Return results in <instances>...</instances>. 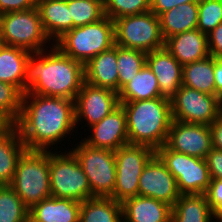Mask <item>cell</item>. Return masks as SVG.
<instances>
[{
    "instance_id": "obj_1",
    "label": "cell",
    "mask_w": 222,
    "mask_h": 222,
    "mask_svg": "<svg viewBox=\"0 0 222 222\" xmlns=\"http://www.w3.org/2000/svg\"><path fill=\"white\" fill-rule=\"evenodd\" d=\"M14 124L27 150L49 151L76 130L75 101L26 92Z\"/></svg>"
},
{
    "instance_id": "obj_2",
    "label": "cell",
    "mask_w": 222,
    "mask_h": 222,
    "mask_svg": "<svg viewBox=\"0 0 222 222\" xmlns=\"http://www.w3.org/2000/svg\"><path fill=\"white\" fill-rule=\"evenodd\" d=\"M31 53L26 62L24 94L74 100L85 82L84 64L63 54L55 45Z\"/></svg>"
},
{
    "instance_id": "obj_3",
    "label": "cell",
    "mask_w": 222,
    "mask_h": 222,
    "mask_svg": "<svg viewBox=\"0 0 222 222\" xmlns=\"http://www.w3.org/2000/svg\"><path fill=\"white\" fill-rule=\"evenodd\" d=\"M120 105L126 114L129 144L146 145L155 151L165 145L173 120L170 100L157 97Z\"/></svg>"
},
{
    "instance_id": "obj_4",
    "label": "cell",
    "mask_w": 222,
    "mask_h": 222,
    "mask_svg": "<svg viewBox=\"0 0 222 222\" xmlns=\"http://www.w3.org/2000/svg\"><path fill=\"white\" fill-rule=\"evenodd\" d=\"M114 44V21L108 16L97 22L73 28L54 43L63 54L84 65Z\"/></svg>"
},
{
    "instance_id": "obj_5",
    "label": "cell",
    "mask_w": 222,
    "mask_h": 222,
    "mask_svg": "<svg viewBox=\"0 0 222 222\" xmlns=\"http://www.w3.org/2000/svg\"><path fill=\"white\" fill-rule=\"evenodd\" d=\"M49 151L26 150L17 162L10 186L30 209L51 197Z\"/></svg>"
},
{
    "instance_id": "obj_6",
    "label": "cell",
    "mask_w": 222,
    "mask_h": 222,
    "mask_svg": "<svg viewBox=\"0 0 222 222\" xmlns=\"http://www.w3.org/2000/svg\"><path fill=\"white\" fill-rule=\"evenodd\" d=\"M47 43L54 45L42 27L37 7L0 15V44L37 53L47 50Z\"/></svg>"
},
{
    "instance_id": "obj_7",
    "label": "cell",
    "mask_w": 222,
    "mask_h": 222,
    "mask_svg": "<svg viewBox=\"0 0 222 222\" xmlns=\"http://www.w3.org/2000/svg\"><path fill=\"white\" fill-rule=\"evenodd\" d=\"M49 150L51 197L83 202L91 198V188L74 153Z\"/></svg>"
},
{
    "instance_id": "obj_8",
    "label": "cell",
    "mask_w": 222,
    "mask_h": 222,
    "mask_svg": "<svg viewBox=\"0 0 222 222\" xmlns=\"http://www.w3.org/2000/svg\"><path fill=\"white\" fill-rule=\"evenodd\" d=\"M114 35L116 45L146 53L165 45L160 19L151 11L115 19Z\"/></svg>"
},
{
    "instance_id": "obj_9",
    "label": "cell",
    "mask_w": 222,
    "mask_h": 222,
    "mask_svg": "<svg viewBox=\"0 0 222 222\" xmlns=\"http://www.w3.org/2000/svg\"><path fill=\"white\" fill-rule=\"evenodd\" d=\"M71 151L87 176L92 197H110L115 187V151L93 148L82 140Z\"/></svg>"
},
{
    "instance_id": "obj_10",
    "label": "cell",
    "mask_w": 222,
    "mask_h": 222,
    "mask_svg": "<svg viewBox=\"0 0 222 222\" xmlns=\"http://www.w3.org/2000/svg\"><path fill=\"white\" fill-rule=\"evenodd\" d=\"M155 154L175 177L181 195L205 194L211 178L204 158L170 150L166 145L158 148Z\"/></svg>"
},
{
    "instance_id": "obj_11",
    "label": "cell",
    "mask_w": 222,
    "mask_h": 222,
    "mask_svg": "<svg viewBox=\"0 0 222 222\" xmlns=\"http://www.w3.org/2000/svg\"><path fill=\"white\" fill-rule=\"evenodd\" d=\"M155 150L146 145L126 144L115 150L116 176L112 199L122 203L138 196L139 178Z\"/></svg>"
},
{
    "instance_id": "obj_12",
    "label": "cell",
    "mask_w": 222,
    "mask_h": 222,
    "mask_svg": "<svg viewBox=\"0 0 222 222\" xmlns=\"http://www.w3.org/2000/svg\"><path fill=\"white\" fill-rule=\"evenodd\" d=\"M172 119L185 123L210 125L222 113L216 96L182 85L170 100Z\"/></svg>"
},
{
    "instance_id": "obj_13",
    "label": "cell",
    "mask_w": 222,
    "mask_h": 222,
    "mask_svg": "<svg viewBox=\"0 0 222 222\" xmlns=\"http://www.w3.org/2000/svg\"><path fill=\"white\" fill-rule=\"evenodd\" d=\"M120 105L117 92L84 82L75 99V124L86 120L89 127ZM82 120V121H81Z\"/></svg>"
},
{
    "instance_id": "obj_14",
    "label": "cell",
    "mask_w": 222,
    "mask_h": 222,
    "mask_svg": "<svg viewBox=\"0 0 222 222\" xmlns=\"http://www.w3.org/2000/svg\"><path fill=\"white\" fill-rule=\"evenodd\" d=\"M165 145L170 150L205 159L212 149L209 125L172 120Z\"/></svg>"
},
{
    "instance_id": "obj_15",
    "label": "cell",
    "mask_w": 222,
    "mask_h": 222,
    "mask_svg": "<svg viewBox=\"0 0 222 222\" xmlns=\"http://www.w3.org/2000/svg\"><path fill=\"white\" fill-rule=\"evenodd\" d=\"M138 185V195L154 198L171 207L181 195L175 177L156 154L145 165Z\"/></svg>"
},
{
    "instance_id": "obj_16",
    "label": "cell",
    "mask_w": 222,
    "mask_h": 222,
    "mask_svg": "<svg viewBox=\"0 0 222 222\" xmlns=\"http://www.w3.org/2000/svg\"><path fill=\"white\" fill-rule=\"evenodd\" d=\"M89 130L91 134L82 141L93 148L115 151L129 143L126 114L121 105L91 125Z\"/></svg>"
},
{
    "instance_id": "obj_17",
    "label": "cell",
    "mask_w": 222,
    "mask_h": 222,
    "mask_svg": "<svg viewBox=\"0 0 222 222\" xmlns=\"http://www.w3.org/2000/svg\"><path fill=\"white\" fill-rule=\"evenodd\" d=\"M146 64L157 78L161 97L171 100L182 86V65L165 47L148 52Z\"/></svg>"
},
{
    "instance_id": "obj_18",
    "label": "cell",
    "mask_w": 222,
    "mask_h": 222,
    "mask_svg": "<svg viewBox=\"0 0 222 222\" xmlns=\"http://www.w3.org/2000/svg\"><path fill=\"white\" fill-rule=\"evenodd\" d=\"M164 47L182 66L210 56L208 36L199 29L186 31L167 38Z\"/></svg>"
},
{
    "instance_id": "obj_19",
    "label": "cell",
    "mask_w": 222,
    "mask_h": 222,
    "mask_svg": "<svg viewBox=\"0 0 222 222\" xmlns=\"http://www.w3.org/2000/svg\"><path fill=\"white\" fill-rule=\"evenodd\" d=\"M121 205L123 222H171L172 207L154 198L138 195Z\"/></svg>"
},
{
    "instance_id": "obj_20",
    "label": "cell",
    "mask_w": 222,
    "mask_h": 222,
    "mask_svg": "<svg viewBox=\"0 0 222 222\" xmlns=\"http://www.w3.org/2000/svg\"><path fill=\"white\" fill-rule=\"evenodd\" d=\"M85 82L118 93L117 45L99 53L84 65Z\"/></svg>"
},
{
    "instance_id": "obj_21",
    "label": "cell",
    "mask_w": 222,
    "mask_h": 222,
    "mask_svg": "<svg viewBox=\"0 0 222 222\" xmlns=\"http://www.w3.org/2000/svg\"><path fill=\"white\" fill-rule=\"evenodd\" d=\"M81 202L48 197L29 209V222H79Z\"/></svg>"
},
{
    "instance_id": "obj_22",
    "label": "cell",
    "mask_w": 222,
    "mask_h": 222,
    "mask_svg": "<svg viewBox=\"0 0 222 222\" xmlns=\"http://www.w3.org/2000/svg\"><path fill=\"white\" fill-rule=\"evenodd\" d=\"M42 27L53 44L73 29L67 0H37Z\"/></svg>"
},
{
    "instance_id": "obj_23",
    "label": "cell",
    "mask_w": 222,
    "mask_h": 222,
    "mask_svg": "<svg viewBox=\"0 0 222 222\" xmlns=\"http://www.w3.org/2000/svg\"><path fill=\"white\" fill-rule=\"evenodd\" d=\"M26 150L15 124L0 132V183L2 185L11 184L17 162Z\"/></svg>"
},
{
    "instance_id": "obj_24",
    "label": "cell",
    "mask_w": 222,
    "mask_h": 222,
    "mask_svg": "<svg viewBox=\"0 0 222 222\" xmlns=\"http://www.w3.org/2000/svg\"><path fill=\"white\" fill-rule=\"evenodd\" d=\"M31 52L0 44V81L17 87L24 94L26 62Z\"/></svg>"
},
{
    "instance_id": "obj_25",
    "label": "cell",
    "mask_w": 222,
    "mask_h": 222,
    "mask_svg": "<svg viewBox=\"0 0 222 222\" xmlns=\"http://www.w3.org/2000/svg\"><path fill=\"white\" fill-rule=\"evenodd\" d=\"M214 219L205 194L180 195L172 207L171 222H215Z\"/></svg>"
},
{
    "instance_id": "obj_26",
    "label": "cell",
    "mask_w": 222,
    "mask_h": 222,
    "mask_svg": "<svg viewBox=\"0 0 222 222\" xmlns=\"http://www.w3.org/2000/svg\"><path fill=\"white\" fill-rule=\"evenodd\" d=\"M159 19L164 40L173 35L197 29L198 0L174 7L162 13Z\"/></svg>"
},
{
    "instance_id": "obj_27",
    "label": "cell",
    "mask_w": 222,
    "mask_h": 222,
    "mask_svg": "<svg viewBox=\"0 0 222 222\" xmlns=\"http://www.w3.org/2000/svg\"><path fill=\"white\" fill-rule=\"evenodd\" d=\"M215 58H207L182 66V85L197 91L216 95Z\"/></svg>"
},
{
    "instance_id": "obj_28",
    "label": "cell",
    "mask_w": 222,
    "mask_h": 222,
    "mask_svg": "<svg viewBox=\"0 0 222 222\" xmlns=\"http://www.w3.org/2000/svg\"><path fill=\"white\" fill-rule=\"evenodd\" d=\"M79 222H123L122 205L111 197H92L81 202Z\"/></svg>"
},
{
    "instance_id": "obj_29",
    "label": "cell",
    "mask_w": 222,
    "mask_h": 222,
    "mask_svg": "<svg viewBox=\"0 0 222 222\" xmlns=\"http://www.w3.org/2000/svg\"><path fill=\"white\" fill-rule=\"evenodd\" d=\"M119 102L161 97L157 78L147 64L118 93Z\"/></svg>"
},
{
    "instance_id": "obj_30",
    "label": "cell",
    "mask_w": 222,
    "mask_h": 222,
    "mask_svg": "<svg viewBox=\"0 0 222 222\" xmlns=\"http://www.w3.org/2000/svg\"><path fill=\"white\" fill-rule=\"evenodd\" d=\"M147 53L117 45L118 93L145 66Z\"/></svg>"
},
{
    "instance_id": "obj_31",
    "label": "cell",
    "mask_w": 222,
    "mask_h": 222,
    "mask_svg": "<svg viewBox=\"0 0 222 222\" xmlns=\"http://www.w3.org/2000/svg\"><path fill=\"white\" fill-rule=\"evenodd\" d=\"M0 222H29V208L10 185L0 187Z\"/></svg>"
},
{
    "instance_id": "obj_32",
    "label": "cell",
    "mask_w": 222,
    "mask_h": 222,
    "mask_svg": "<svg viewBox=\"0 0 222 222\" xmlns=\"http://www.w3.org/2000/svg\"><path fill=\"white\" fill-rule=\"evenodd\" d=\"M67 4L73 28L97 22L105 16L103 0H67Z\"/></svg>"
},
{
    "instance_id": "obj_33",
    "label": "cell",
    "mask_w": 222,
    "mask_h": 222,
    "mask_svg": "<svg viewBox=\"0 0 222 222\" xmlns=\"http://www.w3.org/2000/svg\"><path fill=\"white\" fill-rule=\"evenodd\" d=\"M104 14L113 21L150 11V0H103Z\"/></svg>"
},
{
    "instance_id": "obj_34",
    "label": "cell",
    "mask_w": 222,
    "mask_h": 222,
    "mask_svg": "<svg viewBox=\"0 0 222 222\" xmlns=\"http://www.w3.org/2000/svg\"><path fill=\"white\" fill-rule=\"evenodd\" d=\"M23 93L10 83L0 81V112L13 124L18 120Z\"/></svg>"
},
{
    "instance_id": "obj_35",
    "label": "cell",
    "mask_w": 222,
    "mask_h": 222,
    "mask_svg": "<svg viewBox=\"0 0 222 222\" xmlns=\"http://www.w3.org/2000/svg\"><path fill=\"white\" fill-rule=\"evenodd\" d=\"M222 22L221 0H198L197 29L208 34Z\"/></svg>"
},
{
    "instance_id": "obj_36",
    "label": "cell",
    "mask_w": 222,
    "mask_h": 222,
    "mask_svg": "<svg viewBox=\"0 0 222 222\" xmlns=\"http://www.w3.org/2000/svg\"><path fill=\"white\" fill-rule=\"evenodd\" d=\"M205 195L211 210L215 214L222 210V180L211 179Z\"/></svg>"
},
{
    "instance_id": "obj_37",
    "label": "cell",
    "mask_w": 222,
    "mask_h": 222,
    "mask_svg": "<svg viewBox=\"0 0 222 222\" xmlns=\"http://www.w3.org/2000/svg\"><path fill=\"white\" fill-rule=\"evenodd\" d=\"M211 179L222 180V151L212 148L205 158Z\"/></svg>"
},
{
    "instance_id": "obj_38",
    "label": "cell",
    "mask_w": 222,
    "mask_h": 222,
    "mask_svg": "<svg viewBox=\"0 0 222 222\" xmlns=\"http://www.w3.org/2000/svg\"><path fill=\"white\" fill-rule=\"evenodd\" d=\"M208 36V48L210 56L222 58V22L215 27Z\"/></svg>"
},
{
    "instance_id": "obj_39",
    "label": "cell",
    "mask_w": 222,
    "mask_h": 222,
    "mask_svg": "<svg viewBox=\"0 0 222 222\" xmlns=\"http://www.w3.org/2000/svg\"><path fill=\"white\" fill-rule=\"evenodd\" d=\"M37 7V0H0V15Z\"/></svg>"
},
{
    "instance_id": "obj_40",
    "label": "cell",
    "mask_w": 222,
    "mask_h": 222,
    "mask_svg": "<svg viewBox=\"0 0 222 222\" xmlns=\"http://www.w3.org/2000/svg\"><path fill=\"white\" fill-rule=\"evenodd\" d=\"M196 1L197 0H150V11L159 17L162 13L169 11L174 7Z\"/></svg>"
},
{
    "instance_id": "obj_41",
    "label": "cell",
    "mask_w": 222,
    "mask_h": 222,
    "mask_svg": "<svg viewBox=\"0 0 222 222\" xmlns=\"http://www.w3.org/2000/svg\"><path fill=\"white\" fill-rule=\"evenodd\" d=\"M212 148L222 151V113L209 125Z\"/></svg>"
},
{
    "instance_id": "obj_42",
    "label": "cell",
    "mask_w": 222,
    "mask_h": 222,
    "mask_svg": "<svg viewBox=\"0 0 222 222\" xmlns=\"http://www.w3.org/2000/svg\"><path fill=\"white\" fill-rule=\"evenodd\" d=\"M214 75L216 96L222 101V58L215 59Z\"/></svg>"
},
{
    "instance_id": "obj_43",
    "label": "cell",
    "mask_w": 222,
    "mask_h": 222,
    "mask_svg": "<svg viewBox=\"0 0 222 222\" xmlns=\"http://www.w3.org/2000/svg\"><path fill=\"white\" fill-rule=\"evenodd\" d=\"M13 123L0 112V132L8 129Z\"/></svg>"
},
{
    "instance_id": "obj_44",
    "label": "cell",
    "mask_w": 222,
    "mask_h": 222,
    "mask_svg": "<svg viewBox=\"0 0 222 222\" xmlns=\"http://www.w3.org/2000/svg\"><path fill=\"white\" fill-rule=\"evenodd\" d=\"M215 222H222V210H219V211L215 214Z\"/></svg>"
}]
</instances>
